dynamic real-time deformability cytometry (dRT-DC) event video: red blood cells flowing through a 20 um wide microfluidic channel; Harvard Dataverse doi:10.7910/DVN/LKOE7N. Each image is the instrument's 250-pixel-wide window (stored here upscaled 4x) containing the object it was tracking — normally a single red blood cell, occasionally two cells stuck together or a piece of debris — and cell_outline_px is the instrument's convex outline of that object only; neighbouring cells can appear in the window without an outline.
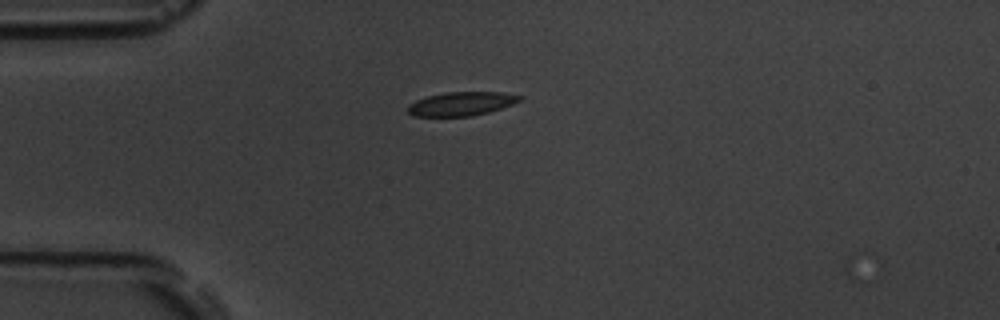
{"species": "common noctule bat (a hibernating species)", "species_latin": "Nyctalus noctula", "temperature_condition": "room temperature", "stored_images_in_passage": 41, "camera_frame_rate_fps": 3000, "um_per_image_px": 0.085, "animal": {"sex": "male", "body_mass_g": 19.5, "forearm_length_mm": 54.6}, "frame": {"image": 1, "passage_image": 1, "time_ms": 0.0, "image_size_px": [1000, 320], "cell_outline_px": [[524, 96], [520, 100], [512, 104], [488, 112], [472, 116], [412, 116], [408, 112], [408, 104], [416, 100], [428, 96], [444, 92], [500, 92]], "centroid_in_image_um": [39.19, 8.82], "position_along_channel_um": 45.8, "area_um2": 15.43}}
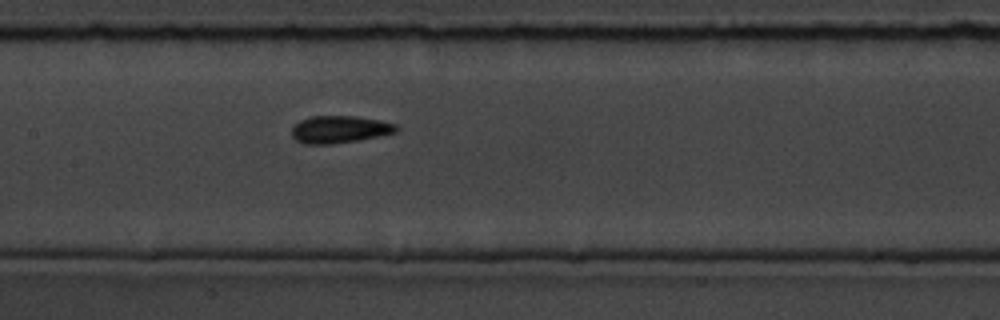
{"frame": {"image": 2, "passage_image": 13, "time_ms": 4.0, "image_size_px": [1000, 320], "cell_outline_px": [[400, 128], [396, 132], [356, 140], [328, 144], [308, 144], [296, 140], [292, 136], [292, 124], [300, 120], [312, 116], [356, 116], [396, 124]], "centroid_in_image_um": [28.82, 10.98], "position_along_channel_um": 178.6, "area_um2": 16.42}}
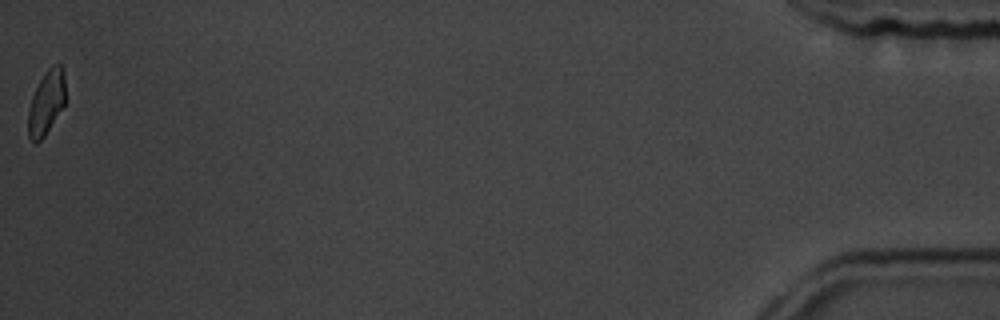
{"frame": {"image": 3, "passage_image": 41, "time_ms": 13.333, "image_size_px": [1000, 320], "cell_outline_px": [[64, 104], [44, 136], [36, 144], [28, 136], [28, 108], [32, 96], [40, 80], [48, 68], [52, 64], [60, 64], [64, 68]], "centroid_in_image_um": [3.92, 8.7], "position_along_channel_um": 431.3, "area_um2": 13.7}, "authors_computed_cell_mechanics": {"area_um2": 15.606, "velocity_mm_per_s": 3.7746, "shape_relaxation_time_tau1_ms": 2.1849, "shape_relaxation_time_tau2_ms": 2.9008, "deformation_change_tau1": 0.0784, "deformation_change_tau2": 0.0569}}